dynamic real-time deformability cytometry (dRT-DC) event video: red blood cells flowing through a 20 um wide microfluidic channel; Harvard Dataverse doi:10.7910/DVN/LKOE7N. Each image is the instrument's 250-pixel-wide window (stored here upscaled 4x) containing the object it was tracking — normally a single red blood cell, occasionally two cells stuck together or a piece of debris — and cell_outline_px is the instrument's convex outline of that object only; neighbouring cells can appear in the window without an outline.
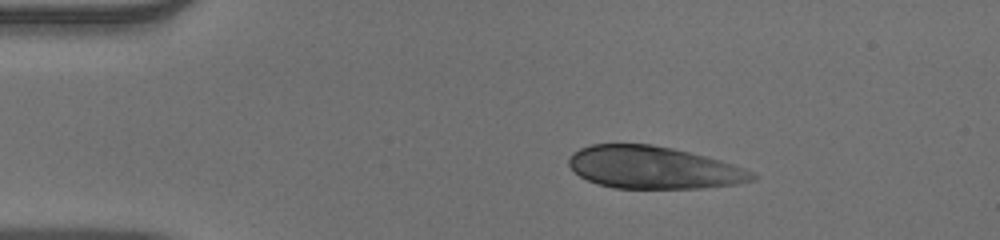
{"species": "human", "species_latin": "Homo sapiens", "temperature_condition": "warm", "stored_images_in_passage": 44, "camera_frame_rate_fps": 3000, "um_per_image_px": 0.085, "donor": {"sex": "male"}, "frame": {"image": 1, "passage_image": 1, "time_ms": 0.0, "image_size_px": [1000, 240], "cell_outline_px": [[760, 176], [752, 180], [736, 184], [700, 188], [612, 188], [596, 184], [580, 176], [568, 164], [568, 160], [572, 152], [588, 144], [652, 144], [672, 148], [720, 160], [744, 168]], "centroid_in_image_um": [55.51, 14.24], "position_along_channel_um": 29.5, "area_um2": 45.26}}
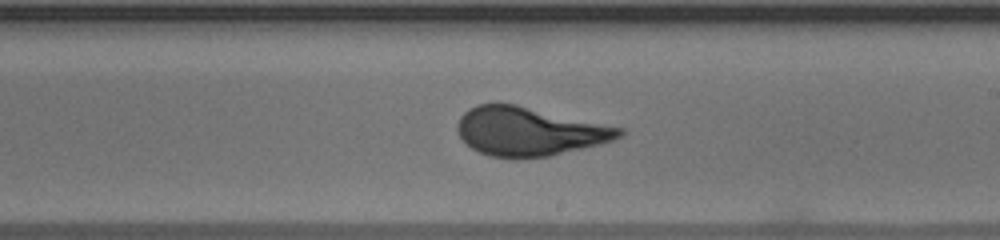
{"frame": {"image": 2, "passage_image": 22, "time_ms": 7.0, "image_size_px": [1000, 240], "cell_outline_px": [[624, 136], [600, 144], [552, 156], [488, 156], [472, 148], [460, 136], [456, 128], [456, 124], [460, 116], [468, 108], [476, 104], [516, 104], [624, 128]], "centroid_in_image_um": [44.99, 11.15], "position_along_channel_um": 244.0, "area_um2": 45.49}}
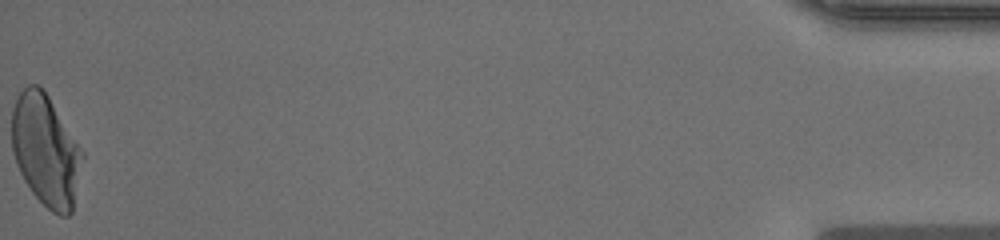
{"frame": {"image": 3, "passage_image": 44, "time_ms": 14.333, "image_size_px": [1000, 240], "cell_outline_px": [[84, 160], [72, 212], [68, 216], [60, 216], [52, 212], [32, 192], [24, 180], [16, 164], [12, 152], [12, 108], [20, 92], [28, 84], [36, 84], [48, 96], [84, 152]], "centroid_in_image_um": [3.9, 12.81], "position_along_channel_um": 431.3, "area_um2": 45.84}, "authors_computed_cell_mechanics": {"area_um2": 45.662, "velocity_mm_per_s": 3.9134, "shape_relaxation_time_tau1_ms": 6.8669, "shape_relaxation_time_tau2_ms": null, "deformation_change_tau1": 0.2572, "deformation_change_tau2": null}}